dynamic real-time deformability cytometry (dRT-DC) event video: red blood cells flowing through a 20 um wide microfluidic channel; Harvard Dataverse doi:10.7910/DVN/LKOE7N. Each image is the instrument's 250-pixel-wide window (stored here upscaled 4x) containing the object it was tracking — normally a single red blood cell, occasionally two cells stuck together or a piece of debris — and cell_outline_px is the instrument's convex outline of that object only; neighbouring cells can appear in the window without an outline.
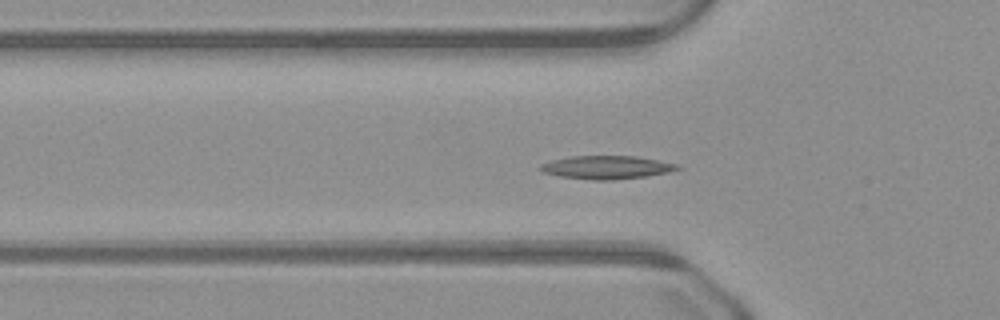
{"species": "common noctule bat (a hibernating species)", "species_latin": "Nyctalus noctula", "temperature_condition": "warm", "stored_images_in_passage": 52, "camera_frame_rate_fps": 3000, "um_per_image_px": 0.085, "animal": {"sex": "male", "body_mass_g": 23.1, "forearm_length_mm": 52.7}, "frame": {"image": 1, "passage_image": 17, "time_ms": 5.333, "image_size_px": [1000, 320], "cell_outline_px": [[684, 168], [668, 172], [648, 176], [612, 180], [592, 180], [560, 176], [544, 172], [540, 168], [540, 164], [548, 160], [572, 156], [636, 156], [680, 164]], "centroid_in_image_um": [51.61, 14.22], "position_along_channel_um": 74.2, "area_um2": 18.73}}
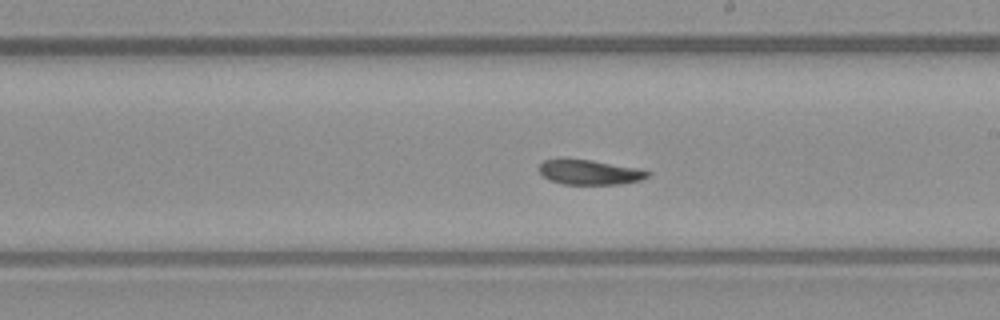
{"frame": {"image": 2, "passage_image": 29, "time_ms": 9.333, "image_size_px": [1000, 320], "cell_outline_px": [[652, 172], [648, 176], [640, 180], [620, 184], [564, 184], [548, 180], [540, 172], [540, 164], [544, 160], [592, 160], [636, 168]], "centroid_in_image_um": [50.14, 14.66], "position_along_channel_um": 238.9, "area_um2": 15.32}}
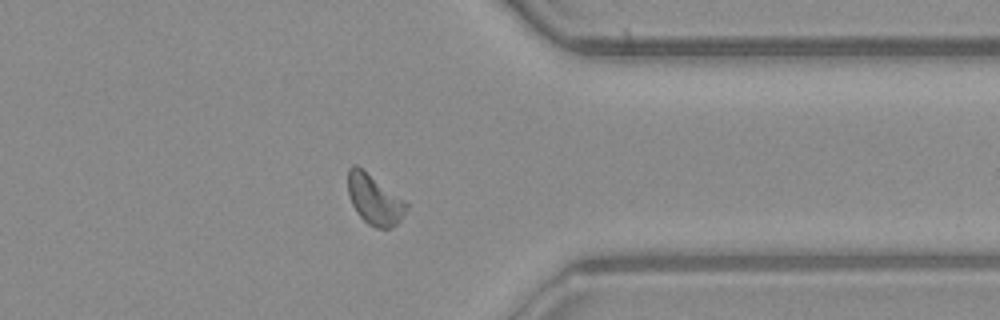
{"frame": {"image": 3, "passage_image": 40, "time_ms": 13.0, "image_size_px": [1000, 320], "cell_outline_px": [[408, 208], [400, 220], [392, 228], [376, 228], [368, 224], [356, 212], [348, 196], [348, 168], [352, 164], [356, 164], [404, 200], [408, 204]], "centroid_in_image_um": [31.8, 16.96], "position_along_channel_um": 379.6, "area_um2": 16.94}}